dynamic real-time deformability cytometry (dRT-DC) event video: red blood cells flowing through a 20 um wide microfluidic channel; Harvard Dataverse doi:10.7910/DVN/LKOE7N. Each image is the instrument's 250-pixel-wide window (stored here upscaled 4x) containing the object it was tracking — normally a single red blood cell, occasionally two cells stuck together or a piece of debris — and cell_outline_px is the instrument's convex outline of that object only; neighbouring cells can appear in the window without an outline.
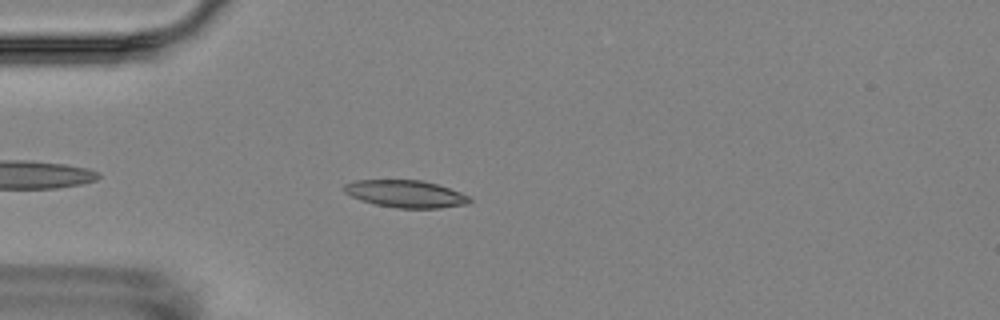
{"species": "Egyptian fruit bat (a non-hibernating species)", "species_latin": "Rousettus aegyptiacus", "temperature_condition": "room temperature", "stored_images_in_passage": 6, "camera_frame_rate_fps": 3000, "um_per_image_px": 0.085, "animal": {"sex": "female"}, "frame": {"image": 1, "passage_image": 5, "time_ms": 4.667, "image_size_px": [1000, 320], "cell_outline_px": [[472, 200], [468, 204], [440, 208], [396, 208], [376, 204], [360, 200], [344, 192], [344, 184], [356, 180], [420, 180], [436, 184], [472, 196]], "centroid_in_image_um": [34.51, 16.48], "position_along_channel_um": 50.5, "area_um2": 19.94}}